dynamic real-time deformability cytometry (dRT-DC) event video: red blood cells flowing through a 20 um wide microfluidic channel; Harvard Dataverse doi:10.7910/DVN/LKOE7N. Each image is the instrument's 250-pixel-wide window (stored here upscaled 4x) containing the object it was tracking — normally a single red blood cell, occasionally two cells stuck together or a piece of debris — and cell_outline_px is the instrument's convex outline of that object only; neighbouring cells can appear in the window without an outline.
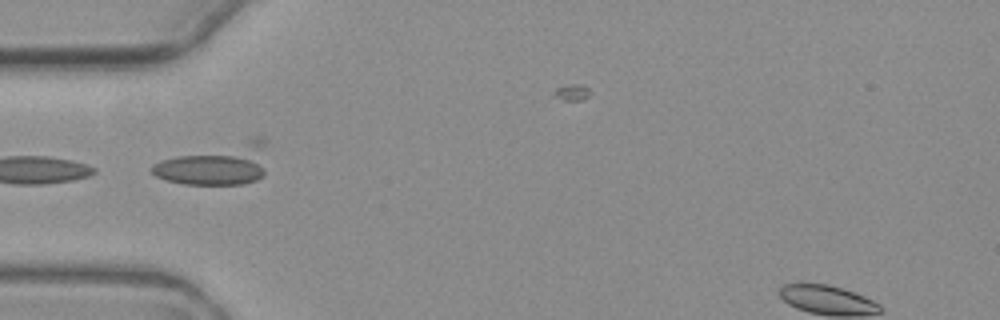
{"species": "common noctule bat (a hibernating species)", "species_latin": "Nyctalus noctula", "temperature_condition": "warm", "stored_images_in_passage": 7, "camera_frame_rate_fps": 3000, "um_per_image_px": 0.085, "animal": {"sex": "female", "body_mass_g": 19.3, "forearm_length_mm": 54.1}, "frame": {"image": 1, "passage_image": 4, "time_ms": 4.667, "image_size_px": [1000, 320], "cell_outline_px": [[264, 176], [256, 180], [244, 184], [184, 184], [164, 180], [156, 176], [152, 172], [152, 164], [160, 160], [176, 156], [248, 156], [264, 168]], "centroid_in_image_um": [17.72, 14.44], "position_along_channel_um": 67.3, "area_um2": 19.94}}